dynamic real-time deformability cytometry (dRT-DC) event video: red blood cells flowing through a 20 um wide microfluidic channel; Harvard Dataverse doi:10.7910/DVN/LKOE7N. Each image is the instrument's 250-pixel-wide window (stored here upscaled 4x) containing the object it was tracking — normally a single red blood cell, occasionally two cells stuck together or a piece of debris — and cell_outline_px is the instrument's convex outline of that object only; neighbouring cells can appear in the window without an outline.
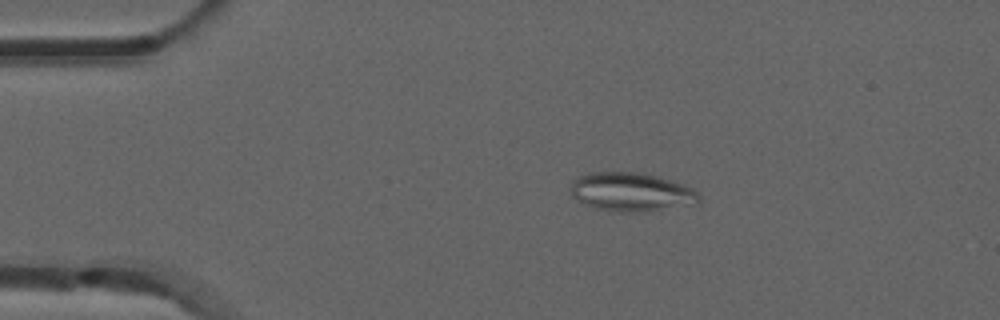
{"species": "common noctule bat (a hibernating species)", "species_latin": "Nyctalus noctula", "temperature_condition": "room temperature", "stored_images_in_passage": 52, "camera_frame_rate_fps": 3000, "um_per_image_px": 0.085, "animal": {"sex": "male", "forearm_length_mm": 52.5}, "frame": {"image": 1, "passage_image": 10, "time_ms": 3.0, "image_size_px": [1000, 320], "cell_outline_px": [[700, 200], [660, 212], [620, 212], [596, 208], [584, 204], [576, 200], [572, 196], [572, 180], [588, 172], [640, 172], [656, 176], [684, 184], [692, 188], [700, 196]], "centroid_in_image_um": [53.65, 16.33], "position_along_channel_um": 31.4, "area_um2": 29.13}}
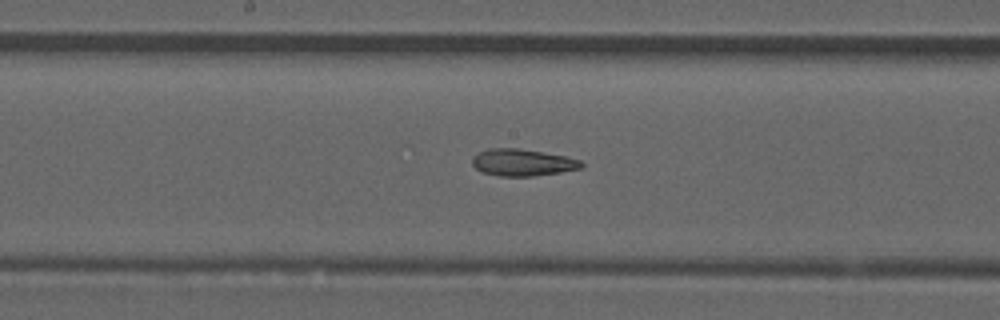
{"frame": {"image": 2, "passage_image": 27, "time_ms": 8.667, "image_size_px": [1000, 320], "cell_outline_px": [[584, 168], [560, 172], [532, 176], [500, 176], [480, 172], [472, 164], [472, 156], [488, 148], [516, 148], [544, 152], [564, 156], [580, 160], [584, 164]], "centroid_in_image_um": [44.4, 13.81], "position_along_channel_um": 203.8, "area_um2": 17.17}}
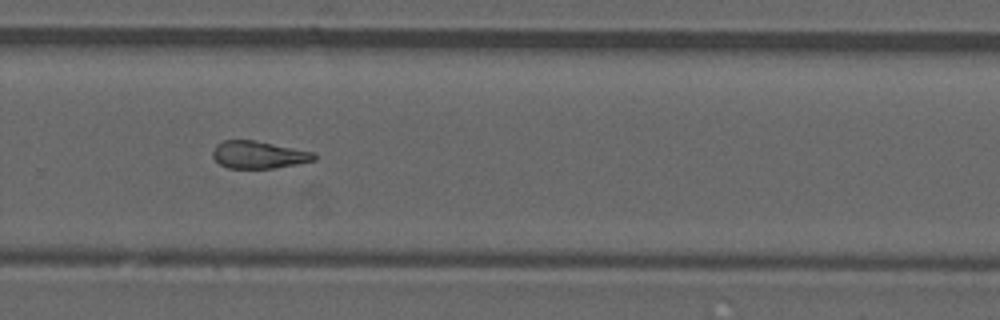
{"frame": {"image": 3, "passage_image": 35, "time_ms": 11.333, "image_size_px": [1000, 320], "cell_outline_px": [[316, 160], [296, 164], [272, 168], [228, 168], [220, 164], [212, 156], [212, 152], [216, 144], [224, 140], [252, 140], [312, 152], [316, 156]], "centroid_in_image_um": [21.93, 13.16], "position_along_channel_um": 307.9, "area_um2": 15.9}, "authors_computed_cell_mechanics": {"area_um2": 17.5712, "velocity_mm_per_s": 3.9243, "shape_relaxation_time_tau1_ms": null, "shape_relaxation_time_tau2_ms": 6.4386, "deformation_change_tau1": null, "deformation_change_tau2": 0.1723}}